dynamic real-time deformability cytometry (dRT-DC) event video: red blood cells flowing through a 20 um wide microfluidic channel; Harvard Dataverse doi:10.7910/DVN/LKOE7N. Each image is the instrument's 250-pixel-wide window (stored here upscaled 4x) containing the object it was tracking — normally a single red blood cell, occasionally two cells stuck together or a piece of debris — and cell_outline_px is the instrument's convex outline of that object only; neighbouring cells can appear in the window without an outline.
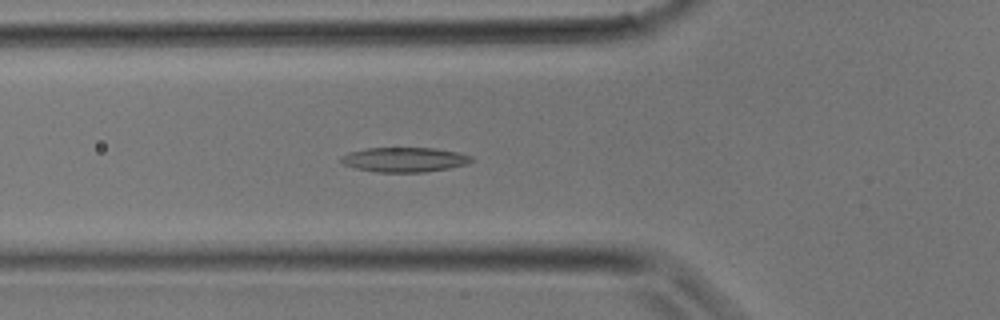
{"species": "common noctule bat (a hibernating species)", "species_latin": "Nyctalus noctula", "temperature_condition": "room temperature", "stored_images_in_passage": 29, "camera_frame_rate_fps": 3000, "um_per_image_px": 0.085, "animal": {"sex": "male", "body_mass_g": 17.9}, "frame": {"image": 1, "passage_image": 9, "time_ms": 2.667, "image_size_px": [1000, 320], "cell_outline_px": [[476, 160], [464, 164], [448, 168], [424, 172], [376, 172], [356, 168], [344, 164], [340, 160], [340, 156], [348, 152], [368, 148], [436, 148], [460, 152], [472, 156]], "centroid_in_image_um": [34.39, 13.56], "position_along_channel_um": 91.4, "area_um2": 18.79}}
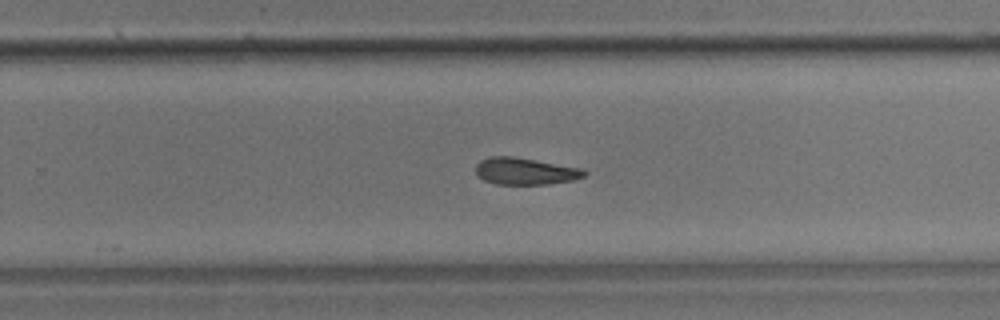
{"frame": {"image": 2, "passage_image": 18, "time_ms": 5.667, "image_size_px": [1000, 320], "cell_outline_px": [[588, 172], [584, 176], [572, 180], [548, 184], [496, 184], [484, 180], [476, 176], [476, 164], [480, 160], [488, 156], [512, 156], [584, 168]], "centroid_in_image_um": [44.63, 14.54], "position_along_channel_um": 285.2, "area_um2": 17.17}}
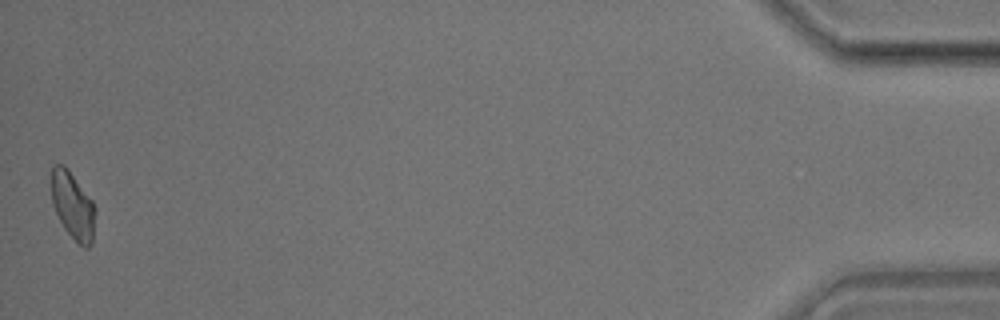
{"frame": {"image": 3, "passage_image": 29, "time_ms": 9.333, "image_size_px": [1000, 320], "cell_outline_px": [[96, 212], [92, 240], [88, 248], [84, 248], [64, 228], [52, 204], [52, 168], [56, 164], [64, 164], [92, 200], [96, 208]], "centroid_in_image_um": [6.2, 17.47], "position_along_channel_um": 429.0, "area_um2": 16.88}}